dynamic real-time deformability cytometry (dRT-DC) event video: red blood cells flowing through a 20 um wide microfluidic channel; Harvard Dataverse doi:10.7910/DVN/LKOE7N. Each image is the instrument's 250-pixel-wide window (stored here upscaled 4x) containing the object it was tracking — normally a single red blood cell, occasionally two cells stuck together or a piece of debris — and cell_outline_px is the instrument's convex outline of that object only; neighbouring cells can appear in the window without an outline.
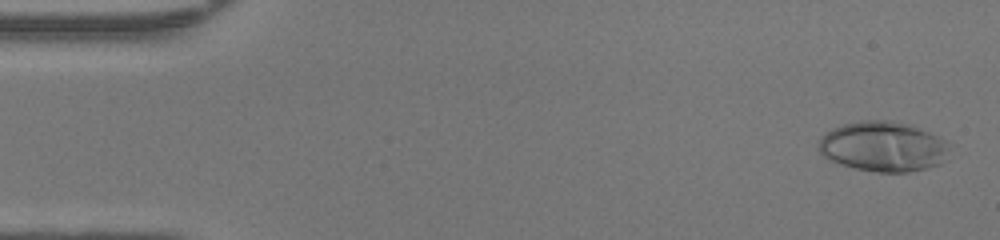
{"species": "human", "species_latin": "Homo sapiens", "temperature_condition": "warm", "stored_images_in_passage": 48, "camera_frame_rate_fps": 3000, "um_per_image_px": 0.085, "donor": {"sex": "female"}, "frame": {"image": 1, "passage_image": 2, "time_ms": 0.333, "image_size_px": [1000, 240], "cell_outline_px": [[948, 148], [940, 164], [908, 172], [876, 172], [856, 168], [840, 164], [828, 160], [816, 148], [820, 136], [824, 132], [832, 128], [844, 124], [860, 120], [892, 120], [908, 124], [920, 128], [944, 140]], "centroid_in_image_um": [74.97, 12.44], "position_along_channel_um": 10.0, "area_um2": 38.09}}
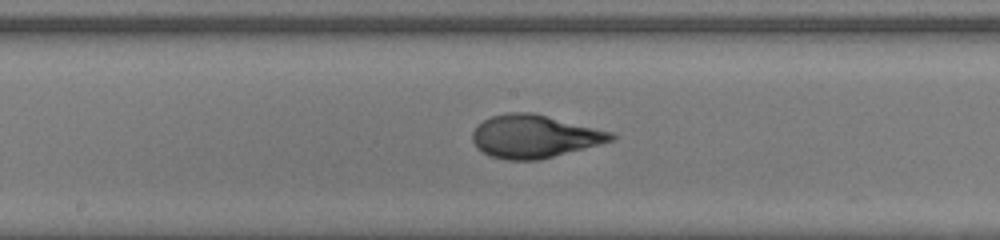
{"frame": {"image": 2, "passage_image": 25, "time_ms": 8.0, "image_size_px": [1000, 240], "cell_outline_px": [[616, 136], [612, 140], [600, 144], [540, 160], [504, 160], [488, 156], [476, 148], [472, 140], [472, 132], [476, 124], [492, 116], [508, 112], [532, 112], [612, 132]], "centroid_in_image_um": [45.36, 11.6], "position_along_channel_um": 202.8, "area_um2": 34.85}}
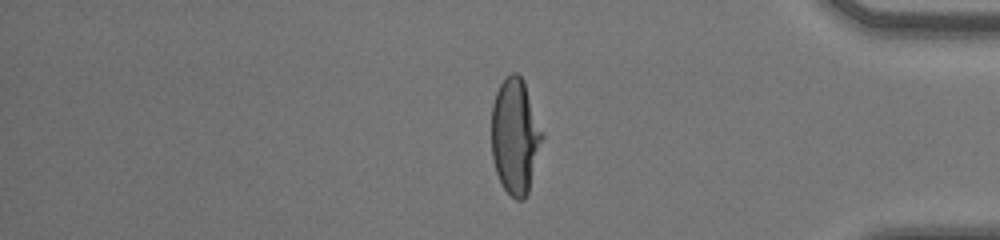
{"frame": {"image": 3, "passage_image": 40, "time_ms": 13.0, "image_size_px": [1000, 240], "cell_outline_px": [[544, 136], [528, 192], [524, 200], [516, 200], [504, 188], [496, 172], [492, 160], [492, 104], [496, 92], [500, 84], [512, 72], [516, 72], [524, 80], [544, 132]], "centroid_in_image_um": [43.8, 11.56], "position_along_channel_um": 391.4, "area_um2": 34.28}, "authors_computed_cell_mechanics": {"area_um2": 34.7956, "velocity_mm_per_s": 4.3197, "shape_relaxation_time_tau1_ms": 6.9763, "shape_relaxation_time_tau2_ms": null, "deformation_change_tau1": 0.3482, "deformation_change_tau2": null}}